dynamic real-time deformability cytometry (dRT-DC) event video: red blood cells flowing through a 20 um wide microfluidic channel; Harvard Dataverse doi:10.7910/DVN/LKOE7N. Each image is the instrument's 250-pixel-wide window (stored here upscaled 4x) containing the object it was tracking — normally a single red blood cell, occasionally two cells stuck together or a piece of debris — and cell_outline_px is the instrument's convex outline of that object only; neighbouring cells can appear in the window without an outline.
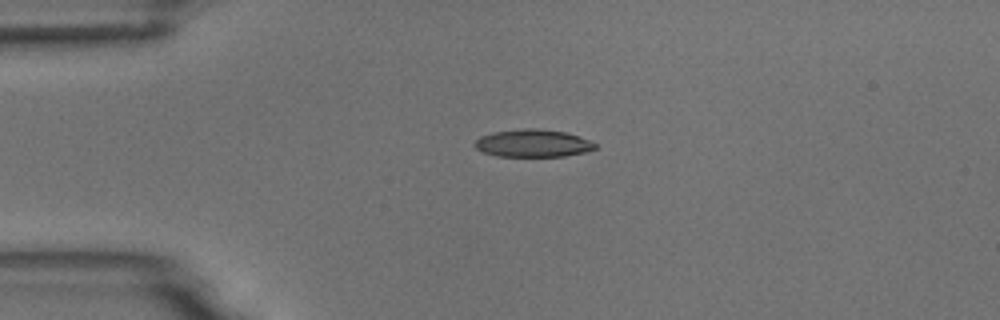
{"species": "common noctule bat (a hibernating species)", "species_latin": "Nyctalus noctula", "temperature_condition": "room temperature", "stored_images_in_passage": 3, "camera_frame_rate_fps": 3000, "um_per_image_px": 0.085, "animal": {"sex": "male", "body_mass_g": 18.8}, "frame": {"image": 1, "passage_image": 1, "time_ms": 0.0, "image_size_px": [1000, 320], "cell_outline_px": [[596, 148], [588, 152], [564, 156], [496, 156], [484, 152], [476, 148], [472, 144], [480, 136], [492, 132], [520, 128], [536, 128], [564, 132], [588, 140], [596, 144]], "centroid_in_image_um": [45.26, 12.17], "position_along_channel_um": 39.7, "area_um2": 19.36}}